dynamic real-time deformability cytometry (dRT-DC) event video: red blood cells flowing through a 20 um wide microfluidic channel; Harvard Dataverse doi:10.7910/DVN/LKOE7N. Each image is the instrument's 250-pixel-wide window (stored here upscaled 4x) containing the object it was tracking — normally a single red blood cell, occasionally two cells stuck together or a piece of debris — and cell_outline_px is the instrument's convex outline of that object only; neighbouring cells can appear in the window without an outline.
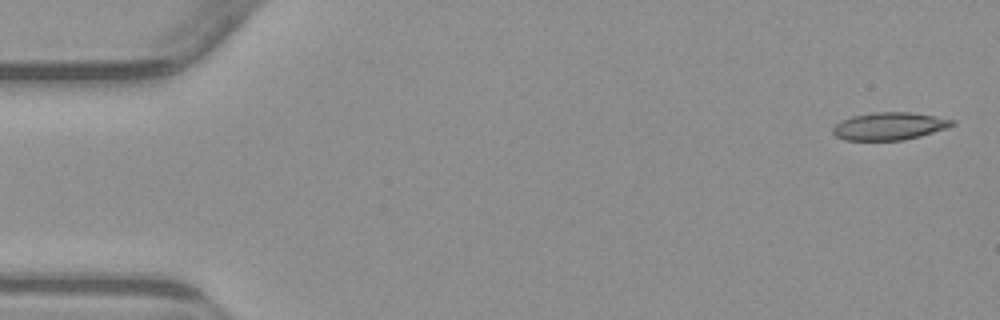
{"species": "common noctule bat (a hibernating species)", "species_latin": "Nyctalus noctula", "temperature_condition": "warm", "stored_images_in_passage": 3, "camera_frame_rate_fps": 3000, "um_per_image_px": 0.085, "animal": {"sex": "male", "body_mass_g": 23.1, "forearm_length_mm": 52.7}, "frame": {"image": 1, "passage_image": 1, "time_ms": 0.0, "image_size_px": [1000, 320], "cell_outline_px": [[956, 124], [948, 128], [920, 136], [904, 140], [844, 140], [836, 136], [832, 132], [832, 128], [840, 120], [852, 116], [872, 112], [908, 112], [956, 120]], "centroid_in_image_um": [75.59, 10.72], "position_along_channel_um": 9.4, "area_um2": 19.25}}
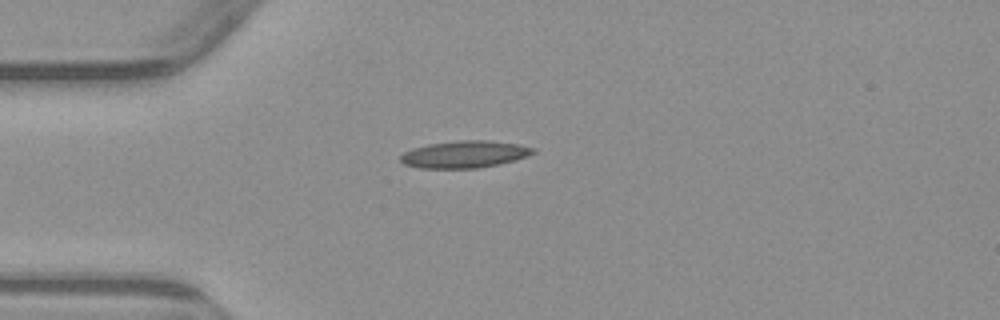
{"frame": {"image": 2, "passage_image": 2, "time_ms": 4.0, "image_size_px": [1000, 320], "cell_outline_px": [[536, 152], [528, 156], [516, 160], [500, 164], [476, 168], [420, 168], [404, 164], [400, 160], [400, 156], [404, 152], [412, 148], [428, 144], [456, 140], [488, 140], [516, 144], [536, 148]], "centroid_in_image_um": [39.5, 13.11], "position_along_channel_um": 45.5, "area_um2": 21.04}}